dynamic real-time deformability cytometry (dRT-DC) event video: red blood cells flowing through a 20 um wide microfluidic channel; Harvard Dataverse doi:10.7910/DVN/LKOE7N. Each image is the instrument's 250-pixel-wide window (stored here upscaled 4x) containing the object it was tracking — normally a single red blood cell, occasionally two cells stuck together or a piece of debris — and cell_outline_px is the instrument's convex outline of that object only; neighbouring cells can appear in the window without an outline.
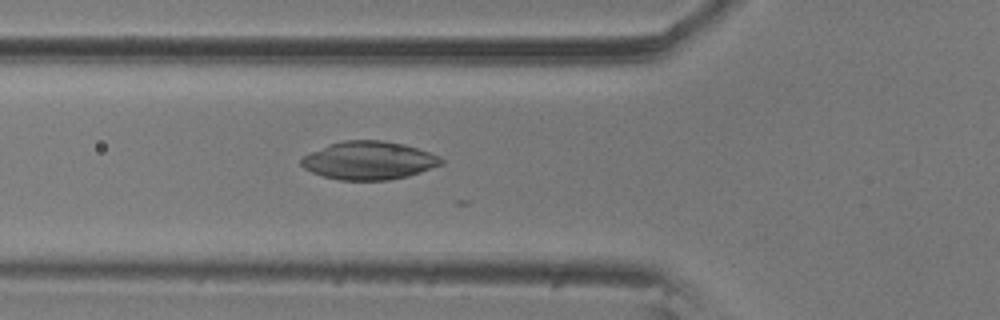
{"species": "common noctule bat (a hibernating species)", "species_latin": "Nyctalus noctula", "temperature_condition": "room temperature", "stored_images_in_passage": 9, "camera_frame_rate_fps": 3000, "um_per_image_px": 0.085, "animal": {"sex": "male", "body_mass_g": 20.5, "forearm_length_mm": 52.5}, "frame": {"image": 1, "passage_image": 5, "time_ms": 1.333, "image_size_px": [1000, 320], "cell_outline_px": [[444, 164], [408, 176], [388, 180], [340, 180], [324, 176], [312, 172], [304, 168], [300, 164], [300, 160], [304, 156], [328, 144], [344, 140], [380, 140], [404, 144], [440, 156], [444, 160]], "centroid_in_image_um": [31.37, 13.64], "position_along_channel_um": 94.4, "area_um2": 31.04}}